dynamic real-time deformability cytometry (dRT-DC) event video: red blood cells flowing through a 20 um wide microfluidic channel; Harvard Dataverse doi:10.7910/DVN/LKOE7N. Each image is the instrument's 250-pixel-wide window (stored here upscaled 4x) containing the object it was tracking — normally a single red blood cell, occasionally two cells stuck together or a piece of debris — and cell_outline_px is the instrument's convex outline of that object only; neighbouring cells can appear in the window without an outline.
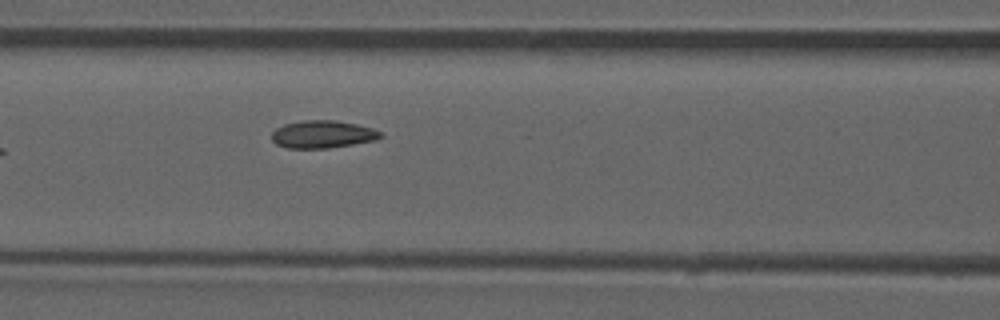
{"species": "common noctule bat (a hibernating species)", "species_latin": "Nyctalus noctula", "temperature_condition": "room temperature", "stored_images_in_passage": 33, "camera_frame_rate_fps": 3000, "um_per_image_px": 0.085, "animal": {"sex": "male", "forearm_length_mm": 52.5}, "frame": {"image": 1, "passage_image": 10, "time_ms": 3.0, "image_size_px": [1000, 320], "cell_outline_px": [[384, 136], [376, 140], [328, 148], [288, 148], [276, 144], [272, 140], [272, 132], [276, 128], [284, 124], [300, 120], [336, 120], [356, 124], [372, 128], [380, 132]], "centroid_in_image_um": [27.41, 11.41], "position_along_channel_um": 139.2, "area_um2": 17.51}, "authors_computed_cell_mechanics": {"area_um2": 17.1088, "velocity_mm_per_s": 3.8963, "shape_relaxation_time_tau1_ms": null, "shape_relaxation_time_tau2_ms": 1.3379, "deformation_change_tau1": null, "deformation_change_tau2": 0.0646}}